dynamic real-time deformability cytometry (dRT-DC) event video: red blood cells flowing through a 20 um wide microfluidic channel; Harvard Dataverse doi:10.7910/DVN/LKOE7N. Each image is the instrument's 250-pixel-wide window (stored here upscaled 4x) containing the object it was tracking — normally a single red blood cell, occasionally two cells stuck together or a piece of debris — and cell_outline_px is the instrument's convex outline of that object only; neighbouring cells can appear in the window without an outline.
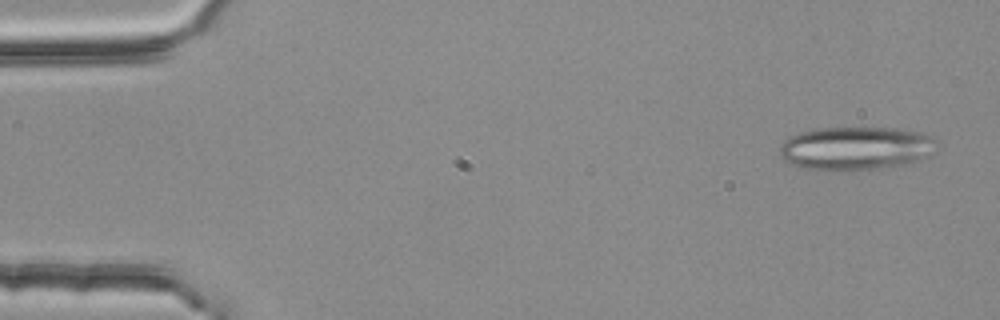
{"species": "common noctule bat (a hibernating species)", "species_latin": "Nyctalus noctula", "temperature_condition": "room temperature", "stored_images_in_passage": 4, "camera_frame_rate_fps": 3000, "um_per_image_px": 0.085, "animal": {"sex": "female", "body_mass_g": 25.1}, "frame": {"image": 1, "passage_image": 1, "time_ms": 0.0, "image_size_px": [1000, 320], "cell_outline_px": [[936, 152], [928, 156], [916, 160], [884, 168], [856, 172], [828, 172], [804, 168], [788, 160], [780, 152], [780, 144], [788, 136], [800, 132], [820, 128], [896, 128], [920, 132], [928, 136], [932, 140]], "centroid_in_image_um": [72.71, 12.63], "position_along_channel_um": 12.3, "area_um2": 39.88}}